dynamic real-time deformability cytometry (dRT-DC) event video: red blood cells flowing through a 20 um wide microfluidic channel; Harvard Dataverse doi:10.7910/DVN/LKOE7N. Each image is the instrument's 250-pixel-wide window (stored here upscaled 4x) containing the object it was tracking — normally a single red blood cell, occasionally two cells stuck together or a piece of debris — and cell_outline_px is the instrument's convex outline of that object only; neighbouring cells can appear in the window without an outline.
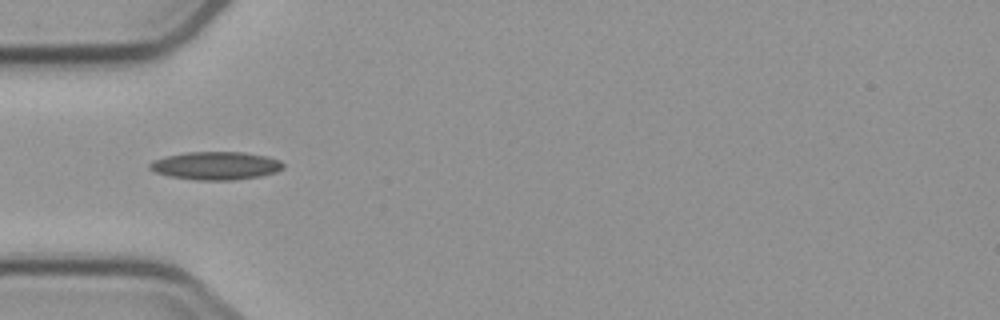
{"species": "common noctule bat (a hibernating species)", "species_latin": "Nyctalus noctula", "temperature_condition": "cold", "stored_images_in_passage": 5, "camera_frame_rate_fps": 3000, "um_per_image_px": 0.085, "animal": {"sex": "male", "body_mass_g": 23.1, "forearm_length_mm": 52.7}, "frame": {"image": 1, "passage_image": 5, "time_ms": 4.667, "image_size_px": [1000, 320], "cell_outline_px": [[284, 168], [276, 172], [260, 176], [232, 180], [196, 180], [172, 176], [156, 172], [148, 168], [148, 164], [152, 160], [168, 156], [188, 152], [244, 152], [264, 156], [280, 160], [284, 164]], "centroid_in_image_um": [18.35, 14.08], "position_along_channel_um": 66.6, "area_um2": 21.68}}